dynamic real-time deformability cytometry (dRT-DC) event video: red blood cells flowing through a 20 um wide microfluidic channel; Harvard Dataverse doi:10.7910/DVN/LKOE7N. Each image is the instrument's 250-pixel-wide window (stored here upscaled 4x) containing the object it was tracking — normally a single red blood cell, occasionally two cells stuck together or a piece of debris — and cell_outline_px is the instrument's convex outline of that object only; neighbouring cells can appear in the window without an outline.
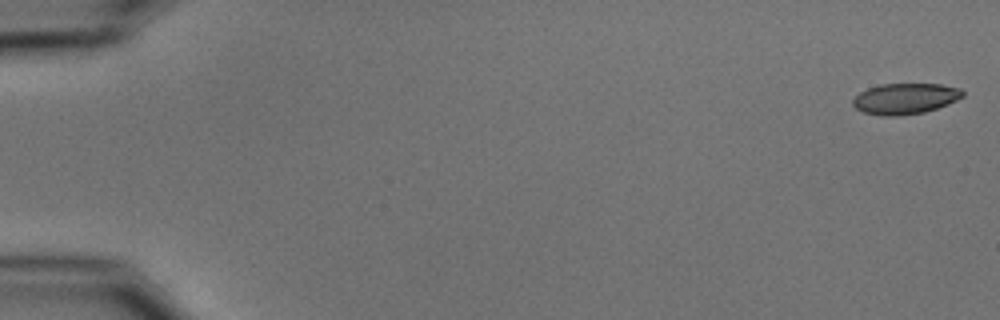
{"species": "common noctule bat (a hibernating species)", "species_latin": "Nyctalus noctula", "temperature_condition": "cold", "stored_images_in_passage": 54, "camera_frame_rate_fps": 3000, "um_per_image_px": 0.085, "animal": {"sex": "male", "body_mass_g": 15.6}, "frame": {"image": 1, "passage_image": 1, "time_ms": 0.0, "image_size_px": [1000, 320], "cell_outline_px": [[964, 96], [948, 104], [924, 112], [896, 116], [884, 116], [864, 112], [856, 108], [852, 104], [852, 100], [860, 92], [868, 88], [880, 84], [940, 84], [960, 88], [964, 92]], "centroid_in_image_um": [76.94, 8.38], "position_along_channel_um": 8.1, "area_um2": 19.65}}
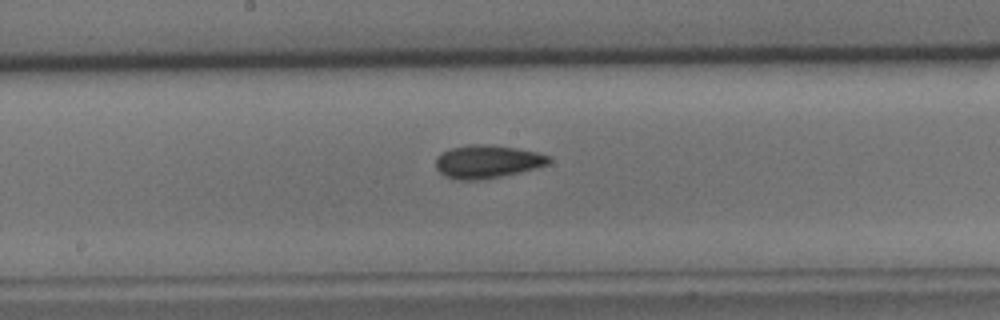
{"frame": {"image": 2, "passage_image": 29, "time_ms": 9.333, "image_size_px": [1000, 320], "cell_outline_px": [[552, 160], [548, 164], [500, 176], [476, 180], [456, 180], [444, 176], [436, 168], [436, 156], [440, 152], [452, 148], [468, 144], [484, 144], [516, 148], [536, 152], [548, 156]], "centroid_in_image_um": [41.34, 13.73], "position_along_channel_um": 206.9, "area_um2": 21.56}}
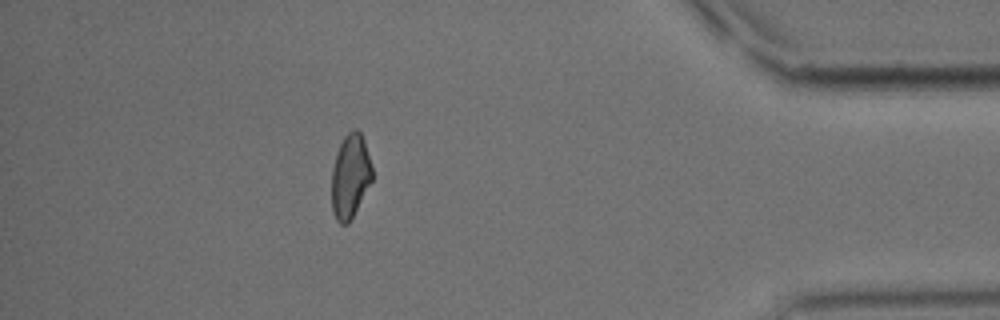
{"frame": {"image": 3, "passage_image": 48, "time_ms": 15.667, "image_size_px": [1000, 320], "cell_outline_px": [[372, 180], [348, 224], [340, 224], [336, 220], [332, 212], [332, 168], [336, 152], [344, 136], [352, 128], [356, 128], [360, 132], [364, 140], [372, 168]], "centroid_in_image_um": [29.75, 14.96], "position_along_channel_um": 405.4, "area_um2": 19.77}, "authors_computed_cell_mechanics": {"area_um2": 20.6635, "velocity_mm_per_s": 3.7651, "shape_relaxation_time_tau1_ms": 5.7759, "shape_relaxation_time_tau2_ms": 2.2052, "deformation_change_tau1": 0.1292, "deformation_change_tau2": 0.0731}}